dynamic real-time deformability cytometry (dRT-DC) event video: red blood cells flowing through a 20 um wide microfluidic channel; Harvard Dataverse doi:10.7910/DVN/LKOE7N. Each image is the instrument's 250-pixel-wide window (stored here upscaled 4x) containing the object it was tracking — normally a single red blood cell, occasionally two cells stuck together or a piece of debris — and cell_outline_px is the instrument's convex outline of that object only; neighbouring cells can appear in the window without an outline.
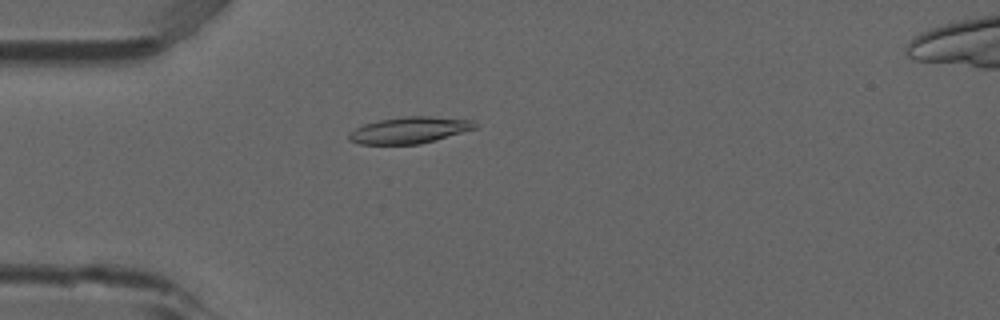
{"species": "common noctule bat (a hibernating species)", "species_latin": "Nyctalus noctula", "temperature_condition": "room temperature", "stored_images_in_passage": 41, "camera_frame_rate_fps": 3000, "um_per_image_px": 0.085, "animal": {"sex": "male", "forearm_length_mm": 52.5}, "frame": {"image": 1, "passage_image": 3, "time_ms": 0.667, "image_size_px": [1000, 320], "cell_outline_px": [[476, 128], [420, 144], [360, 144], [348, 140], [348, 136], [356, 128], [364, 124], [380, 120], [404, 116], [428, 116], [472, 120], [476, 124]], "centroid_in_image_um": [34.78, 11.06], "position_along_channel_um": 50.2, "area_um2": 19.13}}
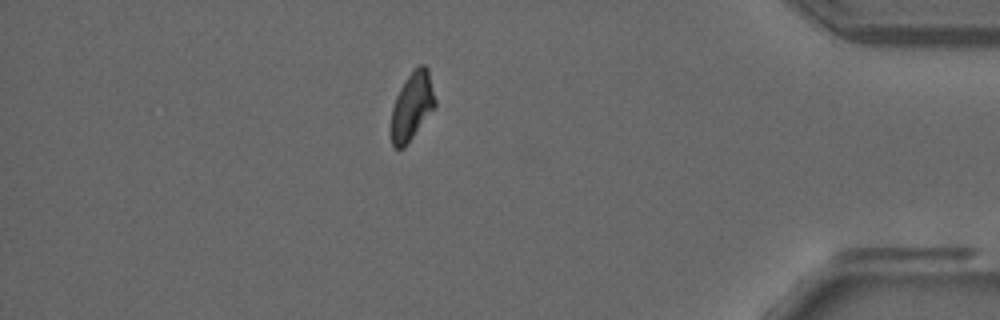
{"frame": {"image": 2, "passage_image": 34, "time_ms": 11.0, "image_size_px": [1000, 320], "cell_outline_px": [[436, 104], [404, 148], [396, 148], [392, 144], [392, 108], [396, 96], [400, 88], [408, 76], [420, 64], [424, 64], [428, 68], [436, 100]], "centroid_in_image_um": [35.03, 8.99], "position_along_channel_um": 400.2, "area_um2": 16.88}}
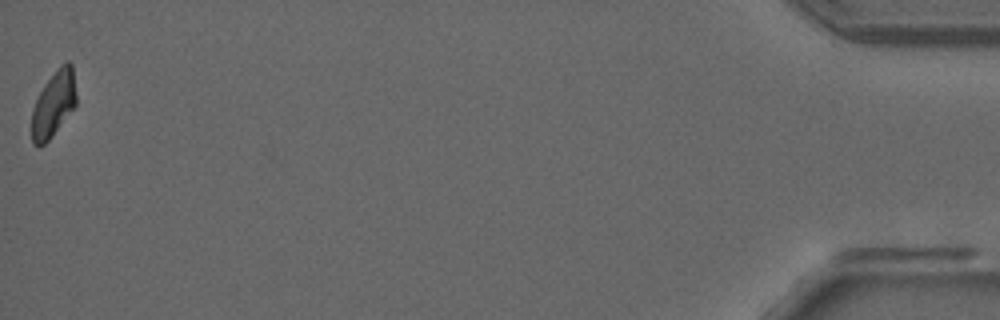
{"frame": {"image": 3, "passage_image": 41, "time_ms": 13.333, "image_size_px": [1000, 320], "cell_outline_px": [[76, 104], [52, 136], [44, 144], [32, 144], [32, 108], [44, 84], [56, 68], [60, 64], [68, 60], [72, 64], [76, 92]], "centroid_in_image_um": [4.56, 8.78], "position_along_channel_um": 430.6, "area_um2": 16.94}, "authors_computed_cell_mechanics": {"area_um2": 17.8602, "velocity_mm_per_s": 3.8986, "shape_relaxation_time_tau1_ms": 6.8372, "shape_relaxation_time_tau2_ms": 4.3972, "deformation_change_tau1": 0.1768, "deformation_change_tau2": 0.0839}}